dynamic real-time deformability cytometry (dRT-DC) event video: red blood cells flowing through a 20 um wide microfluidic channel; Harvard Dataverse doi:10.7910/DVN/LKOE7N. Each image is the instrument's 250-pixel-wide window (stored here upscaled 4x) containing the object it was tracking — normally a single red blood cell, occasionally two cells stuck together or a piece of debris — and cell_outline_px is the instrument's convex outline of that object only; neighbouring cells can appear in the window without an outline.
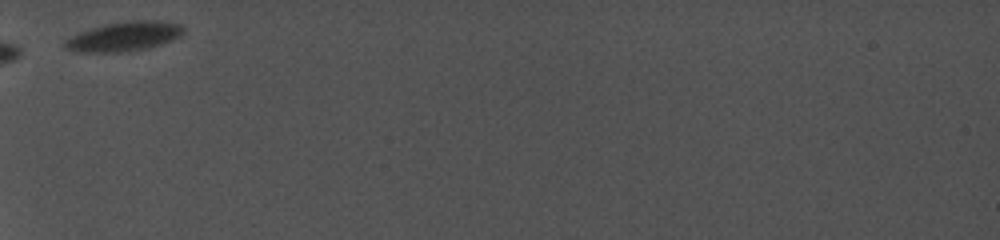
{"species": "common noctule bat (a hibernating species)", "species_latin": "Nyctalus noctula", "temperature_condition": "cold", "stored_images_in_passage": 34, "camera_frame_rate_fps": 5000, "um_per_image_px": 0.085, "animal": {"sex": "female", "body_mass_g": 19.0, "forearm_length_mm": 56.7}, "frame": {"image": 1, "passage_image": 1, "time_ms": 0.0, "image_size_px": [1000, 240], "cell_outline_px": [[184, 32], [180, 36], [172, 40], [148, 48], [124, 52], [80, 52], [64, 48], [64, 40], [80, 32], [104, 24], [128, 20], [156, 20], [180, 24], [184, 28]], "centroid_in_image_um": [10.56, 3.09], "position_along_channel_um": 74.4, "area_um2": 20.35}}